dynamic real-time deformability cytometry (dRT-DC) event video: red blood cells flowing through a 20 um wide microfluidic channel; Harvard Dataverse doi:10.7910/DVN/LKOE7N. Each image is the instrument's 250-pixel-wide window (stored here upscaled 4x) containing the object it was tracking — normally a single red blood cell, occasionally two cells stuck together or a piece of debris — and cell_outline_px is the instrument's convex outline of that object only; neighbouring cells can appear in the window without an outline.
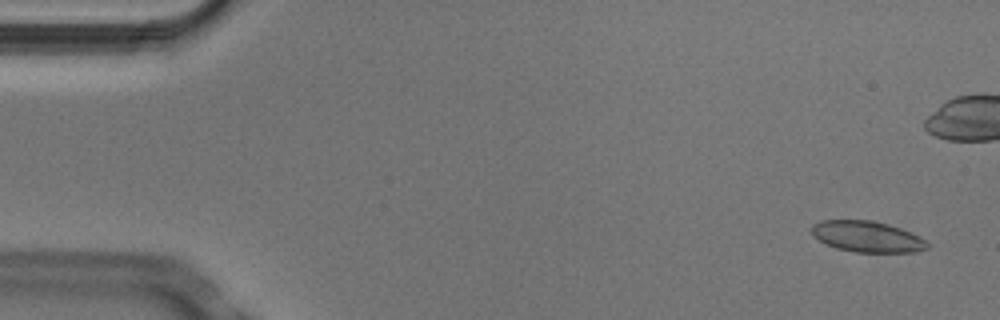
{"species": "Egyptian fruit bat (a non-hibernating species)", "species_latin": "Rousettus aegyptiacus", "temperature_condition": "cold", "stored_images_in_passage": 4, "camera_frame_rate_fps": 3000, "um_per_image_px": 0.085, "animal": {"sex": "male"}, "frame": {"image": 1, "passage_image": 1, "time_ms": 0.0, "image_size_px": [1000, 320], "cell_outline_px": [[928, 248], [916, 252], [852, 252], [836, 248], [812, 236], [812, 224], [820, 220], [872, 220], [888, 224], [900, 228], [920, 236], [928, 244]], "centroid_in_image_um": [73.7, 20.11], "position_along_channel_um": 11.3, "area_um2": 20.92}}